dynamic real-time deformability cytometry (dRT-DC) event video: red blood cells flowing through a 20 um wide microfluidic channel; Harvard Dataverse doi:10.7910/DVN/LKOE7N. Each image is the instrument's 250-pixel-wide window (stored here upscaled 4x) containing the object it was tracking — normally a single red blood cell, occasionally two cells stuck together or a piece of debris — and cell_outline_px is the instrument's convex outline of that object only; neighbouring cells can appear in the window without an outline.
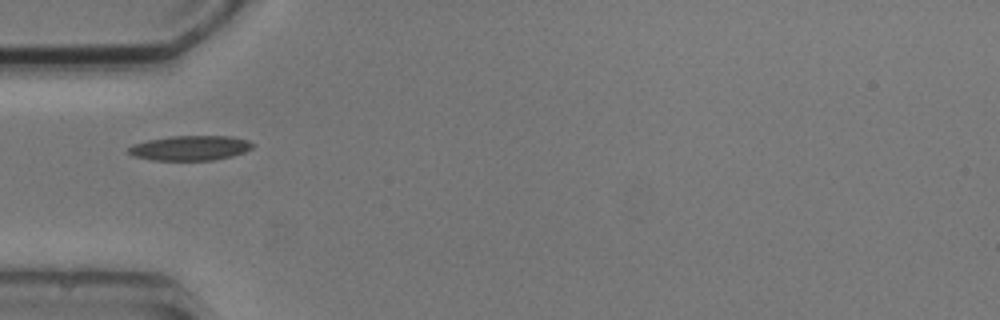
{"species": "common noctule bat (a hibernating species)", "species_latin": "Nyctalus noctula", "temperature_condition": "cold", "stored_images_in_passage": 2, "camera_frame_rate_fps": 3000, "um_per_image_px": 0.085, "animal": {"sex": "male", "body_mass_g": 20.5, "forearm_length_mm": 52.5}, "frame": {"image": 1, "passage_image": 1, "time_ms": 0.0, "image_size_px": [1000, 320], "cell_outline_px": [[256, 144], [252, 148], [244, 152], [232, 156], [212, 160], [152, 160], [132, 156], [128, 152], [128, 148], [132, 144], [148, 140], [168, 136], [232, 136], [248, 140]], "centroid_in_image_um": [16.17, 12.57], "position_along_channel_um": 68.8, "area_um2": 18.09}}